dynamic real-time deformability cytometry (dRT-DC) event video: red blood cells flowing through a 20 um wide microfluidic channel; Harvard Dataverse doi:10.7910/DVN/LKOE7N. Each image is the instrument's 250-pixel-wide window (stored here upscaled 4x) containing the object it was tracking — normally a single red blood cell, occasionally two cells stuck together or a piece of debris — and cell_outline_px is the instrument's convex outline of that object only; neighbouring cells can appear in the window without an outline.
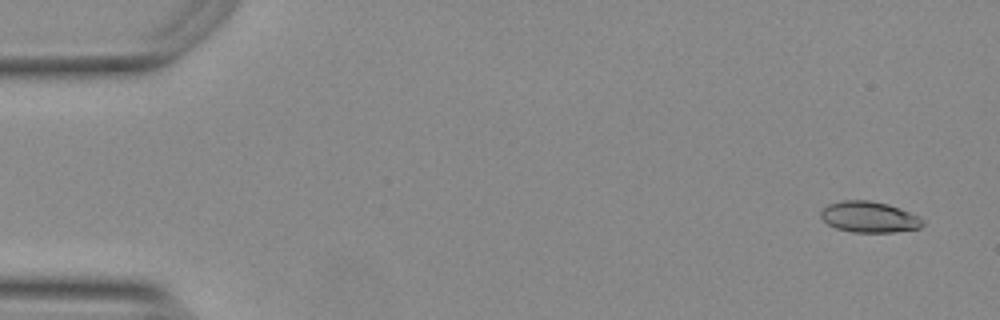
{"species": "Egyptian fruit bat (a non-hibernating species)", "species_latin": "Rousettus aegyptiacus", "temperature_condition": "warm", "stored_images_in_passage": 56, "camera_frame_rate_fps": 3000, "um_per_image_px": 0.085, "animal": {"sex": "female"}, "frame": {"image": 1, "passage_image": 3, "time_ms": 0.667, "image_size_px": [1000, 320], "cell_outline_px": [[924, 224], [920, 228], [892, 232], [852, 232], [836, 228], [828, 224], [820, 216], [820, 212], [828, 204], [844, 200], [868, 200], [888, 204], [908, 212], [924, 220]], "centroid_in_image_um": [73.86, 18.44], "position_along_channel_um": 11.1, "area_um2": 18.21}}
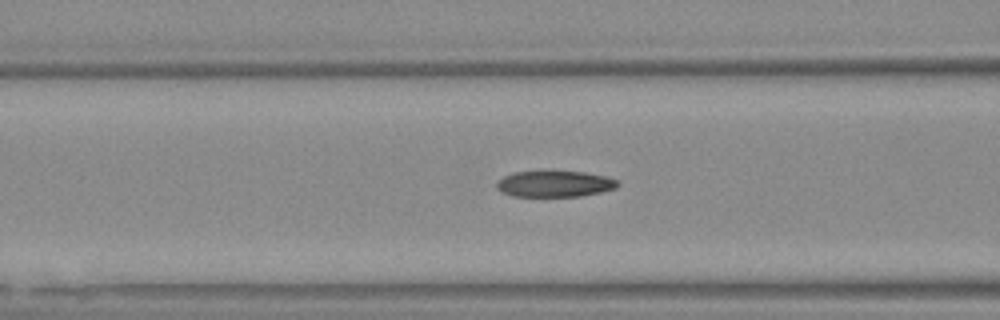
{"frame": {"image": 2, "passage_image": 22, "time_ms": 7.0, "image_size_px": [1000, 320], "cell_outline_px": [[620, 184], [616, 188], [600, 192], [580, 196], [512, 196], [500, 192], [496, 188], [496, 184], [504, 176], [516, 172], [540, 168], [584, 172], [604, 176], [616, 180]], "centroid_in_image_um": [47.1, 15.58], "position_along_channel_um": 119.5, "area_um2": 19.13}}
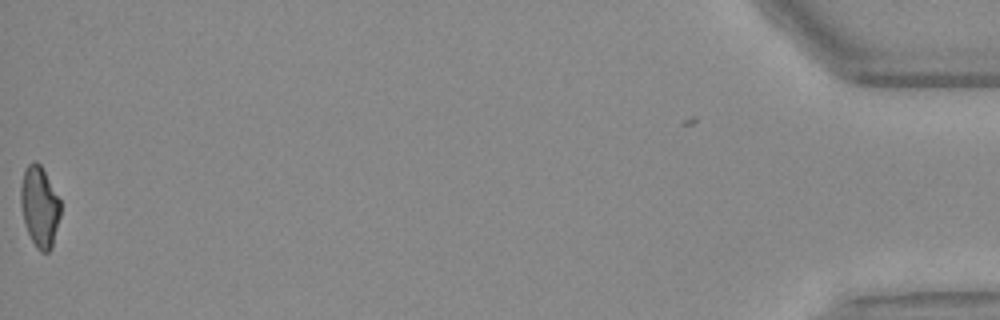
{"frame": {"image": 3, "passage_image": 55, "time_ms": 18.0, "image_size_px": [1000, 320], "cell_outline_px": [[60, 216], [52, 248], [48, 252], [40, 252], [36, 248], [24, 224], [20, 204], [20, 188], [24, 168], [32, 160], [36, 160], [40, 164], [60, 200]], "centroid_in_image_um": [3.35, 17.56], "position_along_channel_um": 431.9, "area_um2": 18.84}, "authors_computed_cell_mechanics": {"area_um2": 18.8428, "velocity_mm_per_s": 3.7541, "shape_relaxation_time_tau1_ms": null, "shape_relaxation_time_tau2_ms": 2.2192, "deformation_change_tau1": null, "deformation_change_tau2": 0.0871}}